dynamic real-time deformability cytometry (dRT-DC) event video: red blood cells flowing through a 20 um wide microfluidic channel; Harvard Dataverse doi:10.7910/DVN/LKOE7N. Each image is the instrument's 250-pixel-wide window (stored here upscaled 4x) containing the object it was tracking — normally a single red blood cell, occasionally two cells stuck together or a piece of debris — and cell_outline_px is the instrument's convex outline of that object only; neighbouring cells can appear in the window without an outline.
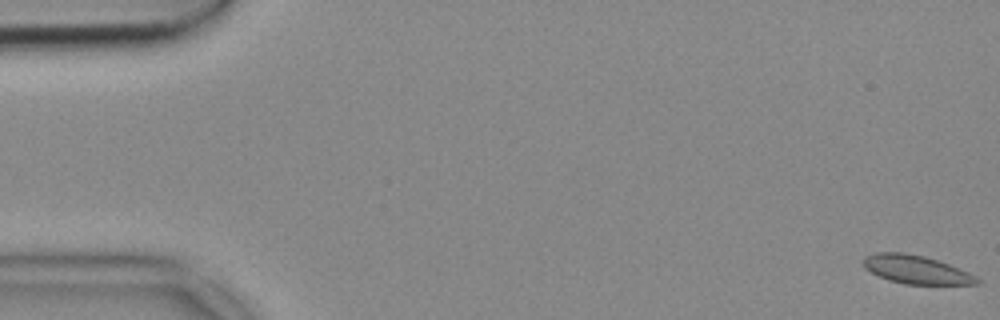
{"species": "common noctule bat (a hibernating species)", "species_latin": "Nyctalus noctula", "temperature_condition": "cold", "stored_images_in_passage": 10, "camera_frame_rate_fps": 3000, "um_per_image_px": 0.085, "animal": {"sex": "female", "body_mass_g": 18.4}, "frame": {"image": 1, "passage_image": 1, "time_ms": 0.0, "image_size_px": [1000, 320], "cell_outline_px": [[980, 284], [904, 284], [888, 280], [864, 268], [860, 260], [864, 256], [876, 252], [904, 252], [924, 256], [948, 264], [968, 272], [976, 276], [980, 280]], "centroid_in_image_um": [77.82, 22.9], "position_along_channel_um": 7.2, "area_um2": 18.84}}